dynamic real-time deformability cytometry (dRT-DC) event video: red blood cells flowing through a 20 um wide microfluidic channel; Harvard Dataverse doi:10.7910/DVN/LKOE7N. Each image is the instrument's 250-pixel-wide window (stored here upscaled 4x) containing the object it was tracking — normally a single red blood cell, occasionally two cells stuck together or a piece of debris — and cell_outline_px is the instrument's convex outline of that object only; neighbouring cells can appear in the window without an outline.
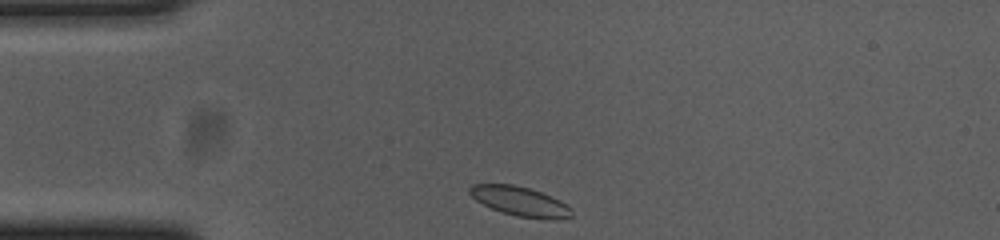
{"species": "common noctule bat (a hibernating species)", "species_latin": "Nyctalus noctula", "temperature_condition": "cold", "stored_images_in_passage": 33, "camera_frame_rate_fps": 3000, "um_per_image_px": 0.085, "animal": {"sex": "female", "body_mass_g": 23.0, "forearm_length_mm": 53.4}, "frame": {"image": 1, "passage_image": 1, "time_ms": 0.0, "image_size_px": [1000, 240], "cell_outline_px": [[572, 216], [556, 220], [548, 220], [516, 216], [500, 212], [476, 200], [468, 192], [468, 188], [472, 184], [512, 184], [528, 188], [552, 196], [560, 200], [572, 208]], "centroid_in_image_um": [44.23, 17.12], "position_along_channel_um": 40.8, "area_um2": 17.63}}
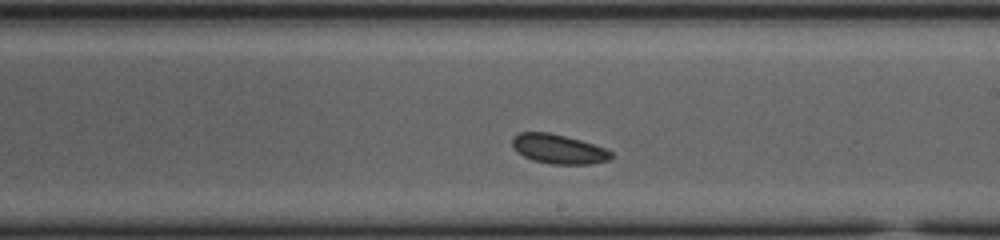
{"frame": {"image": 2, "passage_image": 20, "time_ms": 6.333, "image_size_px": [1000, 240], "cell_outline_px": [[612, 156], [608, 160], [592, 164], [552, 164], [532, 160], [516, 152], [512, 144], [512, 136], [520, 132], [548, 132], [580, 140], [604, 148], [612, 152]], "centroid_in_image_um": [47.43, 12.67], "position_along_channel_um": 241.6, "area_um2": 16.88}}
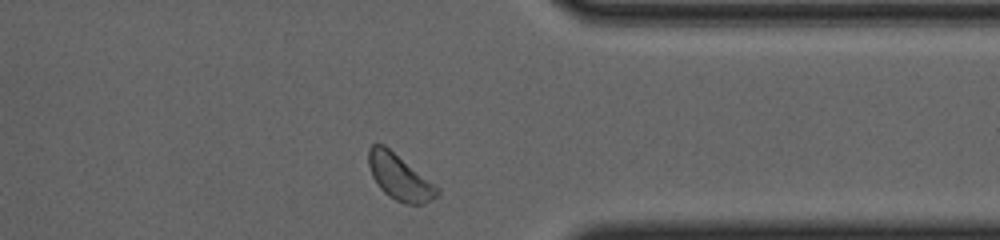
{"frame": {"image": 3, "passage_image": 32, "time_ms": 10.333, "image_size_px": [1000, 240], "cell_outline_px": [[440, 192], [432, 200], [424, 204], [404, 204], [388, 196], [380, 188], [372, 176], [368, 164], [368, 148], [372, 144], [384, 144], [440, 188]], "centroid_in_image_um": [33.96, 15.06], "position_along_channel_um": 377.4, "area_um2": 18.26}, "authors_computed_cell_mechanics": {"area_um2": 17.051, "velocity_mm_per_s": 3.5868, "shape_relaxation_time_tau1_ms": 2.1841, "shape_relaxation_time_tau2_ms": 4.0952, "deformation_change_tau1": 0.0842, "deformation_change_tau2": 0.0699}}